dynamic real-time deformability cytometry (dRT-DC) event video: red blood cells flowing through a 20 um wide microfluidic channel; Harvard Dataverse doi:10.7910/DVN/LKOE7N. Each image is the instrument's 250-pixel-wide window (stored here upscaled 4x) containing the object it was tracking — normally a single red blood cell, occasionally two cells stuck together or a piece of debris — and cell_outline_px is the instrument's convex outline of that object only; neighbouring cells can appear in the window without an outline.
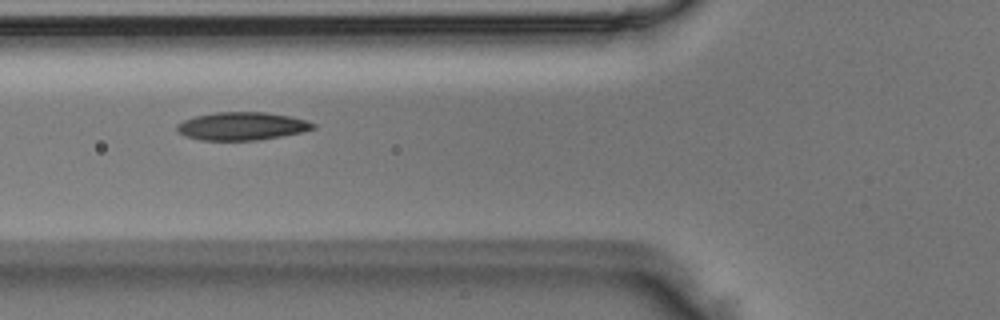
{"species": "Egyptian fruit bat (a non-hibernating species)", "species_latin": "Rousettus aegyptiacus", "temperature_condition": "room temperature", "stored_images_in_passage": 8, "camera_frame_rate_fps": 3000, "um_per_image_px": 0.085, "animal": {"sex": "male"}, "frame": {"image": 1, "passage_image": 5, "time_ms": 1.333, "image_size_px": [1000, 320], "cell_outline_px": [[316, 128], [304, 132], [260, 140], [200, 140], [184, 136], [176, 128], [176, 124], [184, 120], [196, 116], [216, 112], [264, 112], [288, 116], [304, 120], [316, 124]], "centroid_in_image_um": [20.57, 10.73], "position_along_channel_um": 105.2, "area_um2": 22.2}}
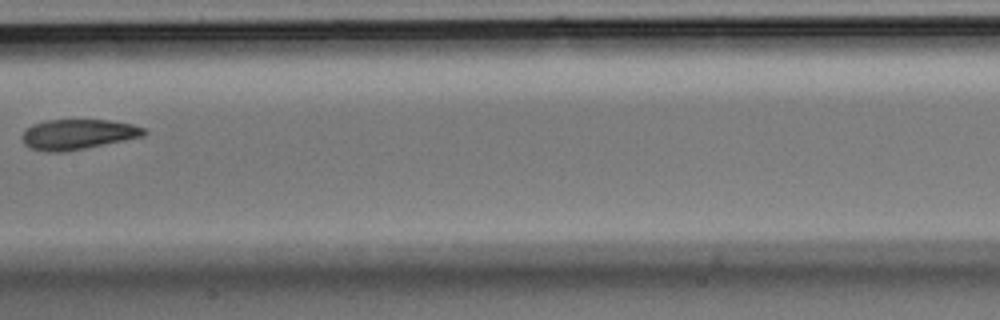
{"frame": {"image": 2, "passage_image": 7, "time_ms": 2.0, "image_size_px": [1000, 320], "cell_outline_px": [[148, 132], [144, 136], [64, 152], [44, 152], [28, 148], [24, 144], [20, 136], [24, 128], [32, 124], [44, 120], [108, 120], [132, 124], [144, 128]], "centroid_in_image_um": [6.54, 11.42], "position_along_channel_um": 200.9, "area_um2": 21.68}}
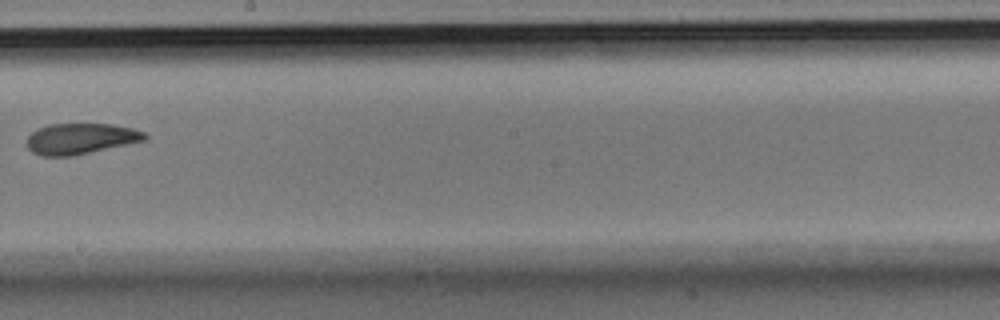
{"frame": {"image": 3, "passage_image": 8, "time_ms": 2.333, "image_size_px": [1000, 320], "cell_outline_px": [[148, 140], [92, 152], [72, 156], [40, 156], [32, 152], [28, 148], [28, 136], [36, 128], [48, 124], [112, 124], [132, 128], [144, 132], [148, 136]], "centroid_in_image_um": [6.87, 11.79], "position_along_channel_um": 241.3, "area_um2": 21.39}}